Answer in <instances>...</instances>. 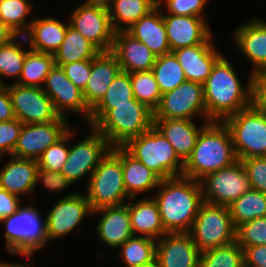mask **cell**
Returning a JSON list of instances; mask_svg holds the SVG:
<instances>
[{"label": "cell", "instance_id": "1", "mask_svg": "<svg viewBox=\"0 0 266 267\" xmlns=\"http://www.w3.org/2000/svg\"><path fill=\"white\" fill-rule=\"evenodd\" d=\"M152 196L167 233H189L204 202L199 181L184 176L161 179Z\"/></svg>", "mask_w": 266, "mask_h": 267}, {"label": "cell", "instance_id": "2", "mask_svg": "<svg viewBox=\"0 0 266 267\" xmlns=\"http://www.w3.org/2000/svg\"><path fill=\"white\" fill-rule=\"evenodd\" d=\"M243 87L228 59L222 55L203 83L207 122L225 118L251 105L252 75Z\"/></svg>", "mask_w": 266, "mask_h": 267}, {"label": "cell", "instance_id": "3", "mask_svg": "<svg viewBox=\"0 0 266 267\" xmlns=\"http://www.w3.org/2000/svg\"><path fill=\"white\" fill-rule=\"evenodd\" d=\"M238 161L232 137L223 121H210L200 131L190 157L184 163V177L199 181L205 175Z\"/></svg>", "mask_w": 266, "mask_h": 267}, {"label": "cell", "instance_id": "4", "mask_svg": "<svg viewBox=\"0 0 266 267\" xmlns=\"http://www.w3.org/2000/svg\"><path fill=\"white\" fill-rule=\"evenodd\" d=\"M87 182L85 196L93 211L126 204L129 197L123 180L122 146L112 147Z\"/></svg>", "mask_w": 266, "mask_h": 267}, {"label": "cell", "instance_id": "5", "mask_svg": "<svg viewBox=\"0 0 266 267\" xmlns=\"http://www.w3.org/2000/svg\"><path fill=\"white\" fill-rule=\"evenodd\" d=\"M122 147L161 179L183 175L184 162L154 126L147 132L130 138Z\"/></svg>", "mask_w": 266, "mask_h": 267}, {"label": "cell", "instance_id": "6", "mask_svg": "<svg viewBox=\"0 0 266 267\" xmlns=\"http://www.w3.org/2000/svg\"><path fill=\"white\" fill-rule=\"evenodd\" d=\"M152 126L153 111L133 98L130 104L113 105L93 127L114 147L123 146Z\"/></svg>", "mask_w": 266, "mask_h": 267}, {"label": "cell", "instance_id": "7", "mask_svg": "<svg viewBox=\"0 0 266 267\" xmlns=\"http://www.w3.org/2000/svg\"><path fill=\"white\" fill-rule=\"evenodd\" d=\"M39 214L34 206L22 205L0 221L5 227V247L8 253L20 254L29 259L35 251H40L46 245V219H41Z\"/></svg>", "mask_w": 266, "mask_h": 267}, {"label": "cell", "instance_id": "8", "mask_svg": "<svg viewBox=\"0 0 266 267\" xmlns=\"http://www.w3.org/2000/svg\"><path fill=\"white\" fill-rule=\"evenodd\" d=\"M238 160L266 157V117L252 104L223 120Z\"/></svg>", "mask_w": 266, "mask_h": 267}, {"label": "cell", "instance_id": "9", "mask_svg": "<svg viewBox=\"0 0 266 267\" xmlns=\"http://www.w3.org/2000/svg\"><path fill=\"white\" fill-rule=\"evenodd\" d=\"M236 229L228 206L203 202L189 234L203 252L236 241Z\"/></svg>", "mask_w": 266, "mask_h": 267}, {"label": "cell", "instance_id": "10", "mask_svg": "<svg viewBox=\"0 0 266 267\" xmlns=\"http://www.w3.org/2000/svg\"><path fill=\"white\" fill-rule=\"evenodd\" d=\"M203 201L229 206L251 189L250 181L241 160L229 167L209 173L199 180Z\"/></svg>", "mask_w": 266, "mask_h": 267}, {"label": "cell", "instance_id": "11", "mask_svg": "<svg viewBox=\"0 0 266 267\" xmlns=\"http://www.w3.org/2000/svg\"><path fill=\"white\" fill-rule=\"evenodd\" d=\"M89 128L91 129L90 135L69 147L67 160L61 171L71 185L86 175L90 179L100 161L112 149L100 132L94 127L89 126Z\"/></svg>", "mask_w": 266, "mask_h": 267}, {"label": "cell", "instance_id": "12", "mask_svg": "<svg viewBox=\"0 0 266 267\" xmlns=\"http://www.w3.org/2000/svg\"><path fill=\"white\" fill-rule=\"evenodd\" d=\"M197 115L207 120L203 84L185 81L161 95L160 103L153 112V119L192 120Z\"/></svg>", "mask_w": 266, "mask_h": 267}, {"label": "cell", "instance_id": "13", "mask_svg": "<svg viewBox=\"0 0 266 267\" xmlns=\"http://www.w3.org/2000/svg\"><path fill=\"white\" fill-rule=\"evenodd\" d=\"M15 118L23 124L48 123L57 120L52 99L40 87L6 84Z\"/></svg>", "mask_w": 266, "mask_h": 267}, {"label": "cell", "instance_id": "14", "mask_svg": "<svg viewBox=\"0 0 266 267\" xmlns=\"http://www.w3.org/2000/svg\"><path fill=\"white\" fill-rule=\"evenodd\" d=\"M69 23L100 52L111 51L115 30L107 7L81 4L71 13Z\"/></svg>", "mask_w": 266, "mask_h": 267}, {"label": "cell", "instance_id": "15", "mask_svg": "<svg viewBox=\"0 0 266 267\" xmlns=\"http://www.w3.org/2000/svg\"><path fill=\"white\" fill-rule=\"evenodd\" d=\"M67 120L59 117L48 123L23 124L12 156L38 160L49 146L71 129Z\"/></svg>", "mask_w": 266, "mask_h": 267}, {"label": "cell", "instance_id": "16", "mask_svg": "<svg viewBox=\"0 0 266 267\" xmlns=\"http://www.w3.org/2000/svg\"><path fill=\"white\" fill-rule=\"evenodd\" d=\"M90 203L85 194L69 193L51 208L46 216L47 240L70 234L88 215L92 214Z\"/></svg>", "mask_w": 266, "mask_h": 267}, {"label": "cell", "instance_id": "17", "mask_svg": "<svg viewBox=\"0 0 266 267\" xmlns=\"http://www.w3.org/2000/svg\"><path fill=\"white\" fill-rule=\"evenodd\" d=\"M43 91L52 99L56 113L63 118L67 112L81 114L88 124L91 109L84 100L83 91L76 87L65 75L61 66L55 65L46 76Z\"/></svg>", "mask_w": 266, "mask_h": 267}, {"label": "cell", "instance_id": "18", "mask_svg": "<svg viewBox=\"0 0 266 267\" xmlns=\"http://www.w3.org/2000/svg\"><path fill=\"white\" fill-rule=\"evenodd\" d=\"M200 256L189 233H166L156 240L159 267H199Z\"/></svg>", "mask_w": 266, "mask_h": 267}, {"label": "cell", "instance_id": "19", "mask_svg": "<svg viewBox=\"0 0 266 267\" xmlns=\"http://www.w3.org/2000/svg\"><path fill=\"white\" fill-rule=\"evenodd\" d=\"M171 52L204 43L213 33L206 19L195 16L162 14Z\"/></svg>", "mask_w": 266, "mask_h": 267}, {"label": "cell", "instance_id": "20", "mask_svg": "<svg viewBox=\"0 0 266 267\" xmlns=\"http://www.w3.org/2000/svg\"><path fill=\"white\" fill-rule=\"evenodd\" d=\"M211 35L204 43L172 51L184 70L187 81L203 84L216 61L223 55L213 45Z\"/></svg>", "mask_w": 266, "mask_h": 267}, {"label": "cell", "instance_id": "21", "mask_svg": "<svg viewBox=\"0 0 266 267\" xmlns=\"http://www.w3.org/2000/svg\"><path fill=\"white\" fill-rule=\"evenodd\" d=\"M92 214H100L97 222L99 240L109 248L118 249L127 239L133 236L129 213V202L120 206L103 207Z\"/></svg>", "mask_w": 266, "mask_h": 267}, {"label": "cell", "instance_id": "22", "mask_svg": "<svg viewBox=\"0 0 266 267\" xmlns=\"http://www.w3.org/2000/svg\"><path fill=\"white\" fill-rule=\"evenodd\" d=\"M111 52L116 56L121 71L130 74L151 71L157 58L145 44L126 31L115 32Z\"/></svg>", "mask_w": 266, "mask_h": 267}, {"label": "cell", "instance_id": "23", "mask_svg": "<svg viewBox=\"0 0 266 267\" xmlns=\"http://www.w3.org/2000/svg\"><path fill=\"white\" fill-rule=\"evenodd\" d=\"M236 28L235 44L253 63L251 75L266 71V22L256 17Z\"/></svg>", "mask_w": 266, "mask_h": 267}, {"label": "cell", "instance_id": "24", "mask_svg": "<svg viewBox=\"0 0 266 267\" xmlns=\"http://www.w3.org/2000/svg\"><path fill=\"white\" fill-rule=\"evenodd\" d=\"M120 71V64L111 51L99 52L91 59V73L83 91L85 103L90 109L102 99Z\"/></svg>", "mask_w": 266, "mask_h": 267}, {"label": "cell", "instance_id": "25", "mask_svg": "<svg viewBox=\"0 0 266 267\" xmlns=\"http://www.w3.org/2000/svg\"><path fill=\"white\" fill-rule=\"evenodd\" d=\"M69 24L49 16L36 18L21 38L25 40L23 43L28 42L30 49L54 55L65 38Z\"/></svg>", "mask_w": 266, "mask_h": 267}, {"label": "cell", "instance_id": "26", "mask_svg": "<svg viewBox=\"0 0 266 267\" xmlns=\"http://www.w3.org/2000/svg\"><path fill=\"white\" fill-rule=\"evenodd\" d=\"M188 119H153V126L169 141L185 163L190 157L201 129Z\"/></svg>", "mask_w": 266, "mask_h": 267}, {"label": "cell", "instance_id": "27", "mask_svg": "<svg viewBox=\"0 0 266 267\" xmlns=\"http://www.w3.org/2000/svg\"><path fill=\"white\" fill-rule=\"evenodd\" d=\"M0 171V188L20 197V194L35 193L38 162L34 159L9 156Z\"/></svg>", "mask_w": 266, "mask_h": 267}, {"label": "cell", "instance_id": "28", "mask_svg": "<svg viewBox=\"0 0 266 267\" xmlns=\"http://www.w3.org/2000/svg\"><path fill=\"white\" fill-rule=\"evenodd\" d=\"M162 9L161 6L157 5L126 30L133 38L145 44L157 57L171 52L162 17Z\"/></svg>", "mask_w": 266, "mask_h": 267}, {"label": "cell", "instance_id": "29", "mask_svg": "<svg viewBox=\"0 0 266 267\" xmlns=\"http://www.w3.org/2000/svg\"><path fill=\"white\" fill-rule=\"evenodd\" d=\"M133 199H129V213L133 235L141 233L142 237L154 240L160 239L167 232L163 227L155 199L147 197L137 202H133Z\"/></svg>", "mask_w": 266, "mask_h": 267}, {"label": "cell", "instance_id": "30", "mask_svg": "<svg viewBox=\"0 0 266 267\" xmlns=\"http://www.w3.org/2000/svg\"><path fill=\"white\" fill-rule=\"evenodd\" d=\"M123 180L127 196L136 200V195L158 187L161 178L136 160L122 147Z\"/></svg>", "mask_w": 266, "mask_h": 267}, {"label": "cell", "instance_id": "31", "mask_svg": "<svg viewBox=\"0 0 266 267\" xmlns=\"http://www.w3.org/2000/svg\"><path fill=\"white\" fill-rule=\"evenodd\" d=\"M134 98L130 73L120 71L109 85L102 99L91 109L88 125L93 127L113 105L130 104Z\"/></svg>", "mask_w": 266, "mask_h": 267}, {"label": "cell", "instance_id": "32", "mask_svg": "<svg viewBox=\"0 0 266 267\" xmlns=\"http://www.w3.org/2000/svg\"><path fill=\"white\" fill-rule=\"evenodd\" d=\"M157 5V0H113L108 7L113 29L126 31Z\"/></svg>", "mask_w": 266, "mask_h": 267}, {"label": "cell", "instance_id": "33", "mask_svg": "<svg viewBox=\"0 0 266 267\" xmlns=\"http://www.w3.org/2000/svg\"><path fill=\"white\" fill-rule=\"evenodd\" d=\"M100 51L70 24L59 49L54 53L55 65L93 59Z\"/></svg>", "mask_w": 266, "mask_h": 267}, {"label": "cell", "instance_id": "34", "mask_svg": "<svg viewBox=\"0 0 266 267\" xmlns=\"http://www.w3.org/2000/svg\"><path fill=\"white\" fill-rule=\"evenodd\" d=\"M55 66L53 54L42 53L29 48L26 53L18 85L42 88L46 76Z\"/></svg>", "mask_w": 266, "mask_h": 267}, {"label": "cell", "instance_id": "35", "mask_svg": "<svg viewBox=\"0 0 266 267\" xmlns=\"http://www.w3.org/2000/svg\"><path fill=\"white\" fill-rule=\"evenodd\" d=\"M228 209L236 228L246 221L266 217V194L249 189L231 203Z\"/></svg>", "mask_w": 266, "mask_h": 267}, {"label": "cell", "instance_id": "36", "mask_svg": "<svg viewBox=\"0 0 266 267\" xmlns=\"http://www.w3.org/2000/svg\"><path fill=\"white\" fill-rule=\"evenodd\" d=\"M161 94L172 91L187 81L177 57L173 52L158 56L151 70Z\"/></svg>", "mask_w": 266, "mask_h": 267}, {"label": "cell", "instance_id": "37", "mask_svg": "<svg viewBox=\"0 0 266 267\" xmlns=\"http://www.w3.org/2000/svg\"><path fill=\"white\" fill-rule=\"evenodd\" d=\"M133 235L127 239L120 247L122 262L127 267H136L149 263L155 259L156 240Z\"/></svg>", "mask_w": 266, "mask_h": 267}, {"label": "cell", "instance_id": "38", "mask_svg": "<svg viewBox=\"0 0 266 267\" xmlns=\"http://www.w3.org/2000/svg\"><path fill=\"white\" fill-rule=\"evenodd\" d=\"M199 267H244V250L233 243L201 252Z\"/></svg>", "mask_w": 266, "mask_h": 267}, {"label": "cell", "instance_id": "39", "mask_svg": "<svg viewBox=\"0 0 266 267\" xmlns=\"http://www.w3.org/2000/svg\"><path fill=\"white\" fill-rule=\"evenodd\" d=\"M28 0H0V20L17 35H24L31 23L26 20L32 12Z\"/></svg>", "mask_w": 266, "mask_h": 267}, {"label": "cell", "instance_id": "40", "mask_svg": "<svg viewBox=\"0 0 266 267\" xmlns=\"http://www.w3.org/2000/svg\"><path fill=\"white\" fill-rule=\"evenodd\" d=\"M130 79L134 98L154 112L160 103L162 94L153 72H134L130 74Z\"/></svg>", "mask_w": 266, "mask_h": 267}, {"label": "cell", "instance_id": "41", "mask_svg": "<svg viewBox=\"0 0 266 267\" xmlns=\"http://www.w3.org/2000/svg\"><path fill=\"white\" fill-rule=\"evenodd\" d=\"M19 37L20 35H17L10 42L0 46V85H6L2 81V77L16 78V81L14 80L15 83L21 75L28 50L21 48V42L16 41Z\"/></svg>", "mask_w": 266, "mask_h": 267}, {"label": "cell", "instance_id": "42", "mask_svg": "<svg viewBox=\"0 0 266 267\" xmlns=\"http://www.w3.org/2000/svg\"><path fill=\"white\" fill-rule=\"evenodd\" d=\"M75 132L76 130L71 128L61 139L49 146L37 160L38 167L61 172L69 153L68 140L72 139L70 137L74 136Z\"/></svg>", "mask_w": 266, "mask_h": 267}, {"label": "cell", "instance_id": "43", "mask_svg": "<svg viewBox=\"0 0 266 267\" xmlns=\"http://www.w3.org/2000/svg\"><path fill=\"white\" fill-rule=\"evenodd\" d=\"M236 241L244 250L246 247L266 245V217L255 218L239 225Z\"/></svg>", "mask_w": 266, "mask_h": 267}, {"label": "cell", "instance_id": "44", "mask_svg": "<svg viewBox=\"0 0 266 267\" xmlns=\"http://www.w3.org/2000/svg\"><path fill=\"white\" fill-rule=\"evenodd\" d=\"M208 0H157L159 6L167 9V12L162 14L184 15L202 17L204 8Z\"/></svg>", "mask_w": 266, "mask_h": 267}, {"label": "cell", "instance_id": "45", "mask_svg": "<svg viewBox=\"0 0 266 267\" xmlns=\"http://www.w3.org/2000/svg\"><path fill=\"white\" fill-rule=\"evenodd\" d=\"M241 162L249 178L251 189L266 194V157H250Z\"/></svg>", "mask_w": 266, "mask_h": 267}, {"label": "cell", "instance_id": "46", "mask_svg": "<svg viewBox=\"0 0 266 267\" xmlns=\"http://www.w3.org/2000/svg\"><path fill=\"white\" fill-rule=\"evenodd\" d=\"M23 123L18 119L0 122V157L11 156L20 136Z\"/></svg>", "mask_w": 266, "mask_h": 267}, {"label": "cell", "instance_id": "47", "mask_svg": "<svg viewBox=\"0 0 266 267\" xmlns=\"http://www.w3.org/2000/svg\"><path fill=\"white\" fill-rule=\"evenodd\" d=\"M65 75L70 81L84 91L91 73V59L61 65Z\"/></svg>", "mask_w": 266, "mask_h": 267}, {"label": "cell", "instance_id": "48", "mask_svg": "<svg viewBox=\"0 0 266 267\" xmlns=\"http://www.w3.org/2000/svg\"><path fill=\"white\" fill-rule=\"evenodd\" d=\"M38 181H42L43 186L52 192H58L71 186L70 182L61 172L50 171L39 167L36 174V184Z\"/></svg>", "mask_w": 266, "mask_h": 267}, {"label": "cell", "instance_id": "49", "mask_svg": "<svg viewBox=\"0 0 266 267\" xmlns=\"http://www.w3.org/2000/svg\"><path fill=\"white\" fill-rule=\"evenodd\" d=\"M251 104L266 117V71L252 75Z\"/></svg>", "mask_w": 266, "mask_h": 267}, {"label": "cell", "instance_id": "50", "mask_svg": "<svg viewBox=\"0 0 266 267\" xmlns=\"http://www.w3.org/2000/svg\"><path fill=\"white\" fill-rule=\"evenodd\" d=\"M244 267H266V245L246 247Z\"/></svg>", "mask_w": 266, "mask_h": 267}, {"label": "cell", "instance_id": "51", "mask_svg": "<svg viewBox=\"0 0 266 267\" xmlns=\"http://www.w3.org/2000/svg\"><path fill=\"white\" fill-rule=\"evenodd\" d=\"M21 206L20 197L0 188V221L16 212Z\"/></svg>", "mask_w": 266, "mask_h": 267}, {"label": "cell", "instance_id": "52", "mask_svg": "<svg viewBox=\"0 0 266 267\" xmlns=\"http://www.w3.org/2000/svg\"><path fill=\"white\" fill-rule=\"evenodd\" d=\"M15 119L13 105L6 85H0V122Z\"/></svg>", "mask_w": 266, "mask_h": 267}, {"label": "cell", "instance_id": "53", "mask_svg": "<svg viewBox=\"0 0 266 267\" xmlns=\"http://www.w3.org/2000/svg\"><path fill=\"white\" fill-rule=\"evenodd\" d=\"M17 34L0 20V46L10 42Z\"/></svg>", "mask_w": 266, "mask_h": 267}, {"label": "cell", "instance_id": "54", "mask_svg": "<svg viewBox=\"0 0 266 267\" xmlns=\"http://www.w3.org/2000/svg\"><path fill=\"white\" fill-rule=\"evenodd\" d=\"M113 0H86L83 4L109 7Z\"/></svg>", "mask_w": 266, "mask_h": 267}, {"label": "cell", "instance_id": "55", "mask_svg": "<svg viewBox=\"0 0 266 267\" xmlns=\"http://www.w3.org/2000/svg\"><path fill=\"white\" fill-rule=\"evenodd\" d=\"M5 267H31L29 265H23L18 262H5ZM33 267V266H32Z\"/></svg>", "mask_w": 266, "mask_h": 267}, {"label": "cell", "instance_id": "56", "mask_svg": "<svg viewBox=\"0 0 266 267\" xmlns=\"http://www.w3.org/2000/svg\"><path fill=\"white\" fill-rule=\"evenodd\" d=\"M136 267H159V265H158V262H157V260L155 258L153 261H151L149 263H146V264H143V265H140V266H136Z\"/></svg>", "mask_w": 266, "mask_h": 267}, {"label": "cell", "instance_id": "57", "mask_svg": "<svg viewBox=\"0 0 266 267\" xmlns=\"http://www.w3.org/2000/svg\"><path fill=\"white\" fill-rule=\"evenodd\" d=\"M0 267H5V262L4 261L3 262L2 261L0 262Z\"/></svg>", "mask_w": 266, "mask_h": 267}]
</instances>
